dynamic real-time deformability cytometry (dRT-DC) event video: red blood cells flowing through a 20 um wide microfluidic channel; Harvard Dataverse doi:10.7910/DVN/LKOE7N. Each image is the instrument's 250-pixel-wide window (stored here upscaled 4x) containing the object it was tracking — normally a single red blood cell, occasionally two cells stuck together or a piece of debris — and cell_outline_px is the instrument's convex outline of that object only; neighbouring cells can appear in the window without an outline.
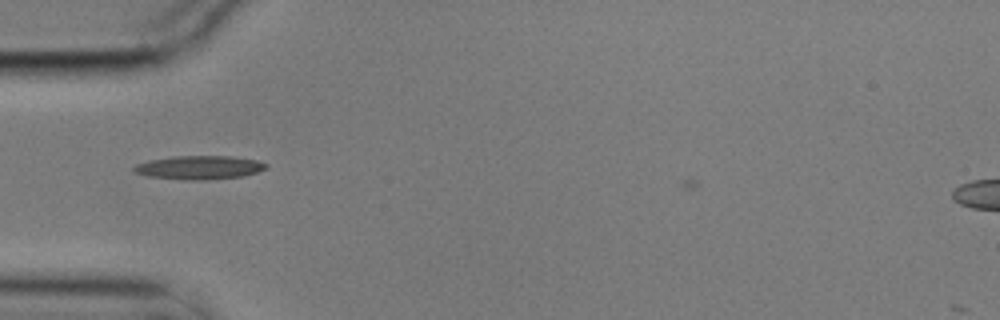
{"species": "common noctule bat (a hibernating species)", "species_latin": "Nyctalus noctula", "temperature_condition": "cold", "stored_images_in_passage": 3, "camera_frame_rate_fps": 3000, "um_per_image_px": 0.085, "animal": {"sex": "male", "body_mass_g": 17.9}, "frame": {"image": 1, "passage_image": 3, "time_ms": 0.667, "image_size_px": [1000, 320], "cell_outline_px": [[268, 168], [256, 172], [240, 176], [200, 180], [192, 180], [148, 176], [136, 172], [132, 168], [136, 164], [152, 160], [176, 156], [232, 156], [256, 160], [268, 164]], "centroid_in_image_um": [16.97, 14.22], "position_along_channel_um": 68.0, "area_um2": 17.8}}